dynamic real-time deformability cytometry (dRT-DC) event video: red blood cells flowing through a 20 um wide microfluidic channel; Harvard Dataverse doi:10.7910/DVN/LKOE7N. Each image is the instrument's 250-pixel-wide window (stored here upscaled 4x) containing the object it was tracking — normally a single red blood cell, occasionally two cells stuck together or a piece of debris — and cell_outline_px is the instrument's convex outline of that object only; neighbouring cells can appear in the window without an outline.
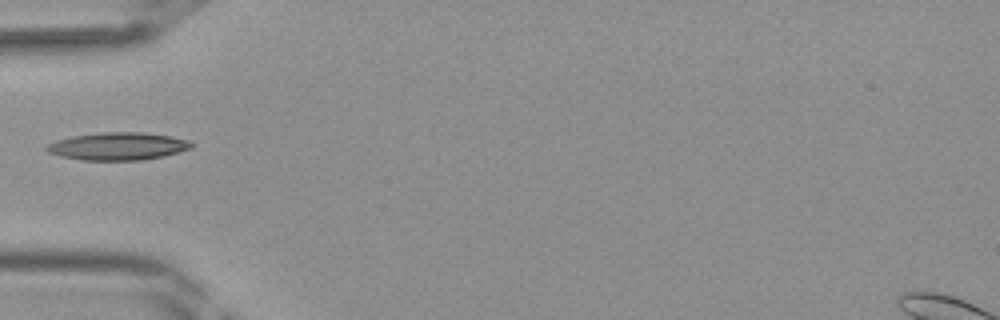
{"species": "Egyptian fruit bat (a non-hibernating species)", "species_latin": "Rousettus aegyptiacus", "temperature_condition": "room temperature", "stored_images_in_passage": 29, "camera_frame_rate_fps": 3000, "um_per_image_px": 0.085, "frame": {"image": 1, "passage_image": 1, "time_ms": 0.0, "image_size_px": [1000, 320], "cell_outline_px": [[196, 144], [192, 148], [164, 156], [140, 160], [80, 160], [60, 156], [48, 152], [44, 148], [48, 144], [56, 140], [72, 136], [100, 132], [140, 132], [168, 136], [188, 140]], "centroid_in_image_um": [10.01, 12.43], "position_along_channel_um": 75.0, "area_um2": 23.35}}
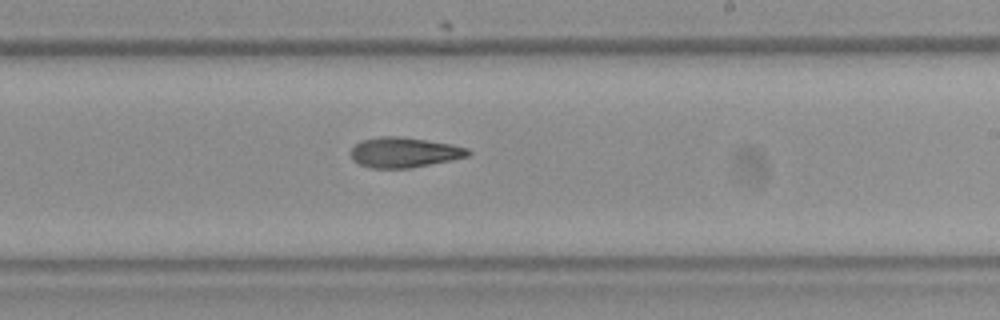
{"frame": {"image": 2, "passage_image": 12, "time_ms": 3.667, "image_size_px": [1000, 320], "cell_outline_px": [[472, 152], [468, 156], [452, 160], [412, 168], [368, 168], [352, 160], [352, 148], [360, 140], [380, 136], [400, 136], [452, 144], [468, 148]], "centroid_in_image_um": [34.37, 12.95], "position_along_channel_um": 254.6, "area_um2": 20.75}}
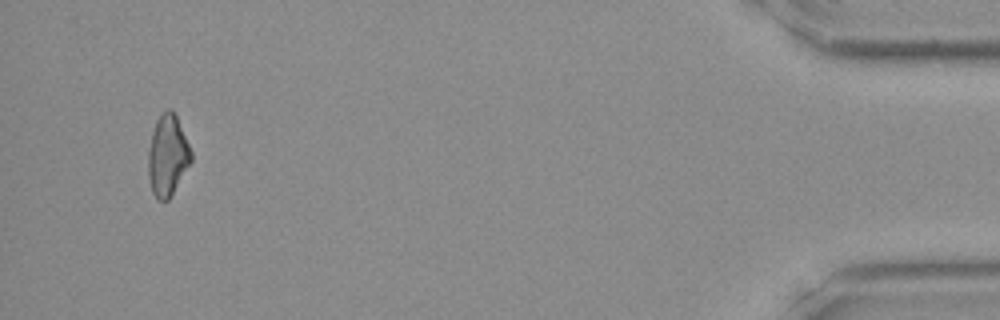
{"frame": {"image": 3, "passage_image": 27, "time_ms": 8.667, "image_size_px": [1000, 320], "cell_outline_px": [[192, 160], [168, 200], [156, 200], [152, 192], [148, 176], [148, 148], [152, 132], [156, 120], [168, 108], [172, 108], [176, 116], [192, 152]], "centroid_in_image_um": [14.23, 13.22], "position_along_channel_um": 421.0, "area_um2": 20.11}}